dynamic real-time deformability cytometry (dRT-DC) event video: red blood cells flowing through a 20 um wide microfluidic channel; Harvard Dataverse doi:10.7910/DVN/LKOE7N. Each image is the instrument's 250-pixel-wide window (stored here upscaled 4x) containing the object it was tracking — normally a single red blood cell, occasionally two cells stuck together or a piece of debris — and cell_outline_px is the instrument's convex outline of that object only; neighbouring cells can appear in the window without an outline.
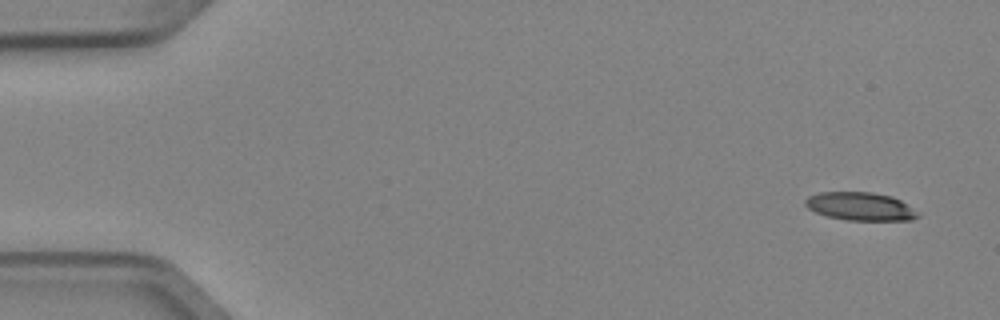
{"species": "Egyptian fruit bat (a non-hibernating species)", "species_latin": "Rousettus aegyptiacus", "temperature_condition": "cold", "stored_images_in_passage": 4, "camera_frame_rate_fps": 3000, "um_per_image_px": 0.085, "animal": {"sex": "female"}, "frame": {"image": 1, "passage_image": 1, "time_ms": 0.0, "image_size_px": [1000, 320], "cell_outline_px": [[920, 216], [912, 220], [848, 220], [828, 216], [816, 212], [808, 208], [804, 204], [804, 200], [808, 196], [820, 192], [872, 192], [892, 196], [900, 200], [920, 212]], "centroid_in_image_um": [73.15, 17.54], "position_along_channel_um": 11.8, "area_um2": 18.55}}
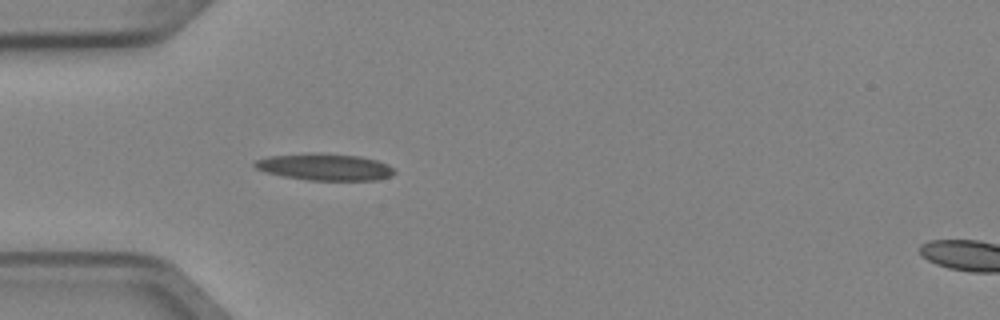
{"frame": {"image": 2, "passage_image": 4, "time_ms": 1.0, "image_size_px": [1000, 320], "cell_outline_px": [[396, 172], [392, 176], [376, 180], [308, 180], [284, 176], [268, 172], [256, 168], [252, 164], [256, 160], [268, 156], [312, 152], [360, 156], [376, 160], [388, 164]], "centroid_in_image_um": [27.62, 14.18], "position_along_channel_um": 57.4, "area_um2": 21.79}}